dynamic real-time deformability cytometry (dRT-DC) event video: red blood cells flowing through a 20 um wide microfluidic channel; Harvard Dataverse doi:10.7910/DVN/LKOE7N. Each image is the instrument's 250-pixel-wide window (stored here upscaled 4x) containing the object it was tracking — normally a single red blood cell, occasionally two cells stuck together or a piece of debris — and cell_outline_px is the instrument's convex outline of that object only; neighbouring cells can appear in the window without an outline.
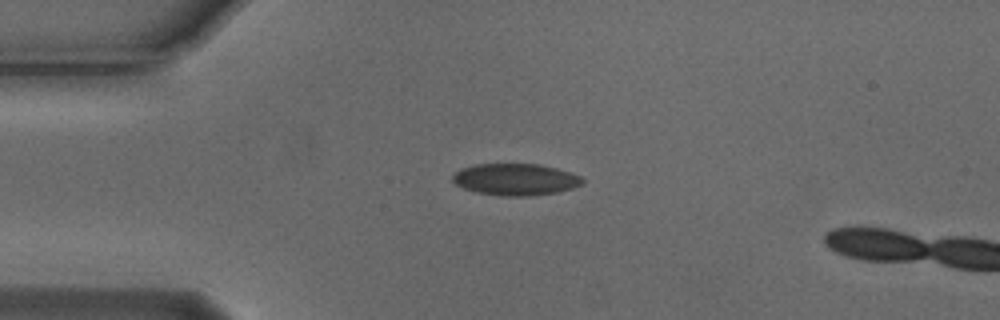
{"species": "Egyptian fruit bat (a non-hibernating species)", "species_latin": "Rousettus aegyptiacus", "temperature_condition": "cold", "stored_images_in_passage": 2, "camera_frame_rate_fps": 3000, "um_per_image_px": 0.085, "animal": {"sex": "male"}, "frame": {"image": 1, "passage_image": 1, "time_ms": 0.0, "image_size_px": [1000, 320], "cell_outline_px": [[584, 184], [572, 188], [556, 192], [532, 196], [500, 196], [476, 192], [464, 188], [456, 184], [452, 180], [452, 176], [460, 168], [476, 164], [536, 164], [556, 168], [580, 176], [584, 180]], "centroid_in_image_um": [43.8, 15.26], "position_along_channel_um": 41.2, "area_um2": 23.99}}